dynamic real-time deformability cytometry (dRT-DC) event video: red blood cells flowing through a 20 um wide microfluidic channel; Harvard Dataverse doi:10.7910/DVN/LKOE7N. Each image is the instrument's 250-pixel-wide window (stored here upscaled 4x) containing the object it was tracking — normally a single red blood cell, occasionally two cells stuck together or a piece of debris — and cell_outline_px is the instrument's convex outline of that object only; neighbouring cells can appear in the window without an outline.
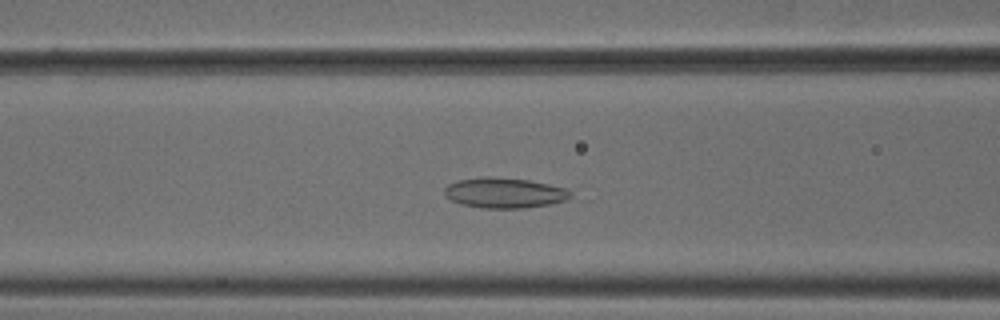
{"species": "common noctule bat (a hibernating species)", "species_latin": "Nyctalus noctula", "temperature_condition": "cold", "stored_images_in_passage": 46, "camera_frame_rate_fps": 3000, "um_per_image_px": 0.085, "animal": {"sex": "male", "body_mass_g": 18.8}, "frame": {"image": 1, "passage_image": 18, "time_ms": 5.667, "image_size_px": [1000, 320], "cell_outline_px": [[572, 196], [564, 200], [552, 204], [524, 208], [484, 208], [460, 204], [444, 196], [444, 188], [448, 184], [460, 180], [484, 176], [492, 176], [528, 180], [568, 188], [572, 192]], "centroid_in_image_um": [42.89, 16.39], "position_along_channel_um": 123.7, "area_um2": 22.43}}
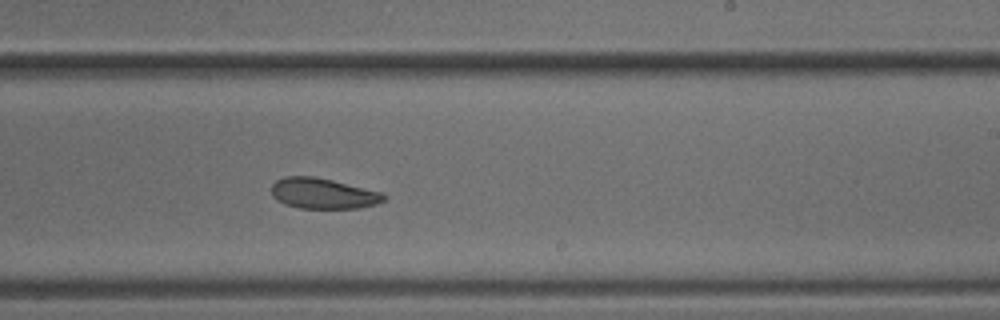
{"frame": {"image": 2, "passage_image": 29, "time_ms": 9.333, "image_size_px": [1000, 320], "cell_outline_px": [[388, 200], [376, 204], [360, 208], [300, 208], [284, 204], [276, 200], [272, 196], [272, 184], [276, 180], [284, 176], [312, 176], [332, 180], [380, 192], [388, 196]], "centroid_in_image_um": [27.46, 16.45], "position_along_channel_um": 261.5, "area_um2": 20.11}}
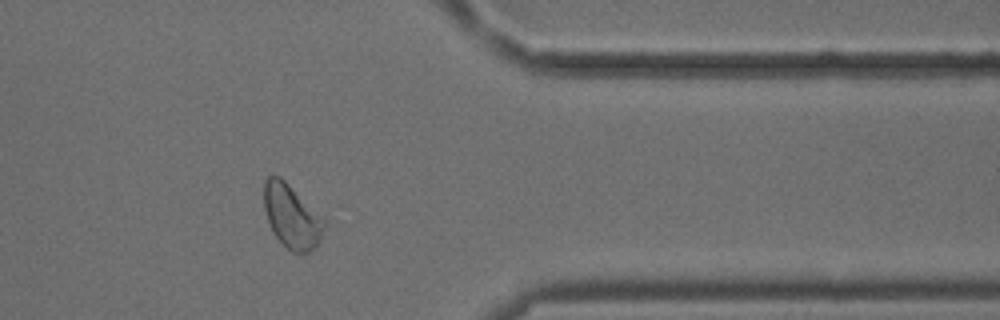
{"frame": {"image": 3, "passage_image": 40, "time_ms": 13.0, "image_size_px": [1000, 320], "cell_outline_px": [[324, 228], [320, 240], [316, 248], [308, 252], [292, 252], [272, 232], [264, 208], [264, 180], [268, 176], [280, 176], [324, 220]], "centroid_in_image_um": [24.77, 18.4], "position_along_channel_um": 386.6, "area_um2": 21.73}}